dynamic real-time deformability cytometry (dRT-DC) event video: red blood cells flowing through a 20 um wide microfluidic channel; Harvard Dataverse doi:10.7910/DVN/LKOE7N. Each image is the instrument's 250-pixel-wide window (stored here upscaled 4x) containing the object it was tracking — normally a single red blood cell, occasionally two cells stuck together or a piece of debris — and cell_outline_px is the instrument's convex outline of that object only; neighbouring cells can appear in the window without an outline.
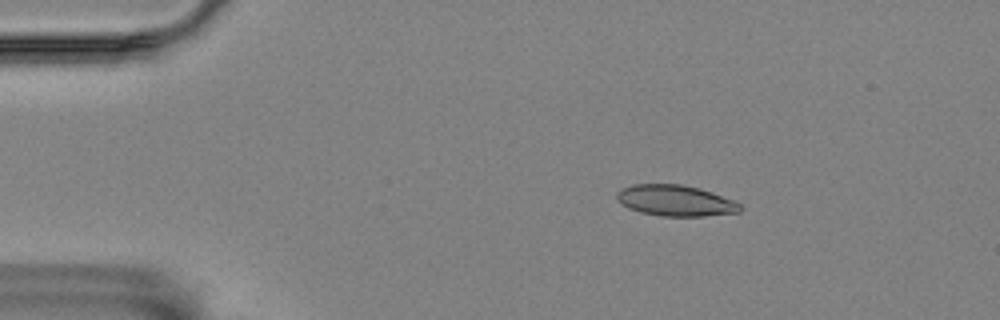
{"species": "Egyptian fruit bat (a non-hibernating species)", "species_latin": "Rousettus aegyptiacus", "temperature_condition": "room temperature", "stored_images_in_passage": 3, "camera_frame_rate_fps": 3000, "um_per_image_px": 0.085, "animal": {"sex": "female"}, "frame": {"image": 1, "passage_image": 2, "time_ms": 0.333, "image_size_px": [1000, 320], "cell_outline_px": [[744, 208], [740, 212], [704, 216], [660, 216], [640, 212], [628, 208], [616, 200], [616, 192], [620, 188], [632, 184], [680, 184], [700, 188], [736, 200]], "centroid_in_image_um": [57.42, 17.04], "position_along_channel_um": 27.6, "area_um2": 22.66}}